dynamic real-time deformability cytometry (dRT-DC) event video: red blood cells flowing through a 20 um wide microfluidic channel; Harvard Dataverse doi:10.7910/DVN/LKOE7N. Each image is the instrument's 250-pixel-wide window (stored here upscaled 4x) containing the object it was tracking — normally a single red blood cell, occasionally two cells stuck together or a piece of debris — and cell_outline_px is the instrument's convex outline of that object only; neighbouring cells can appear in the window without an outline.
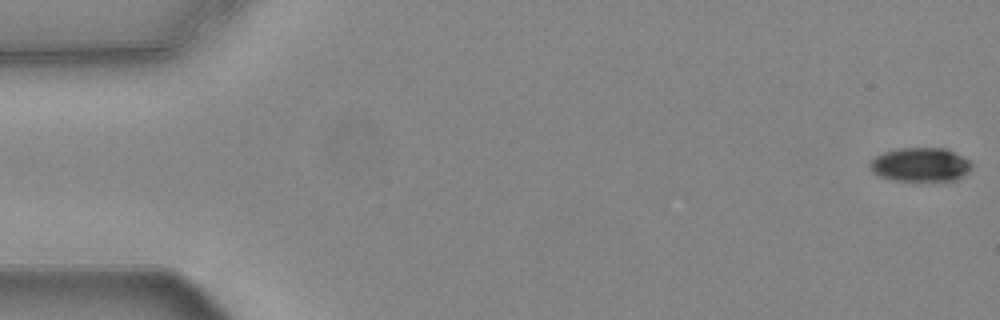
{"species": "common noctule bat (a hibernating species)", "species_latin": "Nyctalus noctula", "temperature_condition": "warm", "stored_images_in_passage": 9, "camera_frame_rate_fps": 3000, "um_per_image_px": 0.085, "animal": {"sex": "female", "body_mass_g": 24.6, "forearm_length_mm": 56.2}, "frame": {"image": 1, "passage_image": 1, "time_ms": 0.0, "image_size_px": [1000, 320], "cell_outline_px": [[972, 168], [968, 172], [956, 180], [892, 180], [880, 176], [872, 172], [868, 164], [876, 156], [884, 152], [896, 148], [944, 148], [968, 160], [972, 164]], "centroid_in_image_um": [78.2, 13.99], "position_along_channel_um": 6.8, "area_um2": 19.88}}